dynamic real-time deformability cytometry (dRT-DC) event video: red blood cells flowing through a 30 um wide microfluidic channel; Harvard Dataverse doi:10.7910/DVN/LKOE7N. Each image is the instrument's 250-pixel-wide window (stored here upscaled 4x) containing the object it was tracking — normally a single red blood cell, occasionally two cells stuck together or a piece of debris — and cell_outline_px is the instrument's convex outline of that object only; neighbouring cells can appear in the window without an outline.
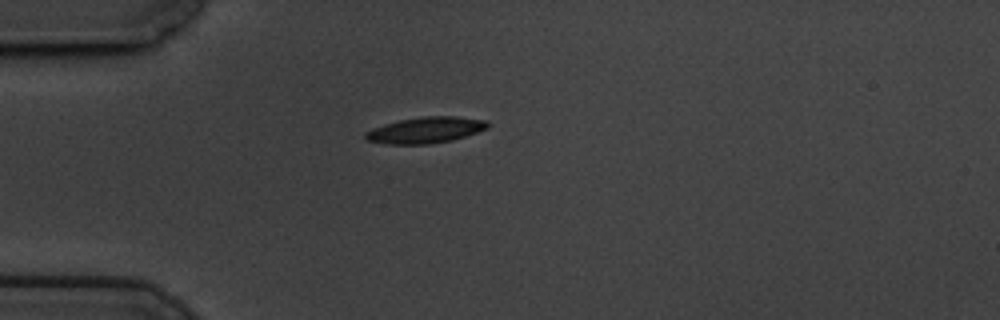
{"species": "common noctule bat (a hibernating species)", "species_latin": "Nyctalus noctula", "temperature_condition": "cold", "stored_images_in_passage": 1, "camera_frame_rate_fps": 3000, "um_per_image_px": 0.085, "animal": {"sex": "male", "body_mass_g": 19.5, "forearm_length_mm": 54.6}, "frame": {"image": 1, "passage_image": 1, "time_ms": 0.0, "image_size_px": [1000, 320], "cell_outline_px": [[488, 128], [452, 140], [428, 144], [388, 144], [368, 140], [364, 136], [364, 132], [372, 128], [384, 124], [400, 120], [424, 116], [452, 116], [488, 120]], "centroid_in_image_um": [36.16, 11.05], "position_along_channel_um": 48.8, "area_um2": 18.44}}